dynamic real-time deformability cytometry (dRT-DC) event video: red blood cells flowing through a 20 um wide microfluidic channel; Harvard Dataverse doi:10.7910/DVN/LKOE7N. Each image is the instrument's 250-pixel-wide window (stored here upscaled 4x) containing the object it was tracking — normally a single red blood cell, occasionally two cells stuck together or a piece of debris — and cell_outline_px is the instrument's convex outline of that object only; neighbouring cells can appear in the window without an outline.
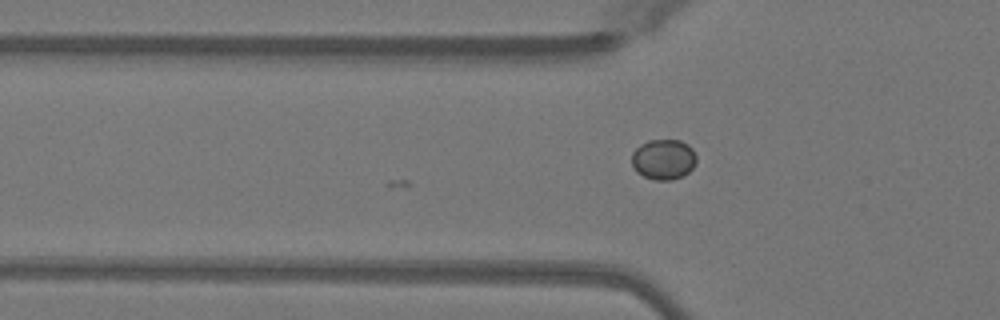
{"species": "Egyptian fruit bat (a non-hibernating species)", "species_latin": "Rousettus aegyptiacus", "temperature_condition": "warm", "stored_images_in_passage": 2, "camera_frame_rate_fps": 3000, "um_per_image_px": 0.085, "animal": {"sex": "female"}, "frame": {"image": 1, "passage_image": 2, "time_ms": 0.333, "image_size_px": [1000, 320], "cell_outline_px": [[696, 164], [684, 176], [672, 180], [656, 180], [644, 176], [636, 172], [632, 168], [632, 152], [640, 144], [648, 140], [680, 140], [688, 144], [692, 148], [696, 156]], "centroid_in_image_um": [56.4, 13.55], "position_along_channel_um": 69.4, "area_um2": 15.43}}